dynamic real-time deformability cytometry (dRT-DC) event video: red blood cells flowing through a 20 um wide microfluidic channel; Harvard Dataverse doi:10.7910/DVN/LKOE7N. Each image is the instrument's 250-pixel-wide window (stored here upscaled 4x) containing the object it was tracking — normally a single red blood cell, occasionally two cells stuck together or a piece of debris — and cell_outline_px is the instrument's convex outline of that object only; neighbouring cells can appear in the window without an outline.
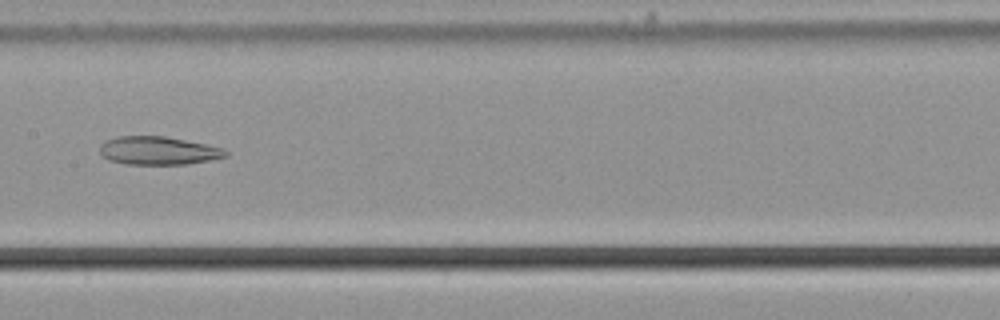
{"species": "common noctule bat (a hibernating species)", "species_latin": "Nyctalus noctula", "temperature_condition": "cold", "stored_images_in_passage": 43, "camera_frame_rate_fps": 3000, "um_per_image_px": 0.085, "animal": {"sex": "male", "body_mass_g": 21.5, "forearm_length_mm": 52.0}, "frame": {"image": 1, "passage_image": 16, "time_ms": 5.0, "image_size_px": [1000, 320], "cell_outline_px": [[228, 156], [188, 164], [124, 164], [108, 160], [100, 156], [100, 144], [104, 140], [120, 136], [164, 136], [204, 144], [220, 148], [228, 152]], "centroid_in_image_um": [13.37, 12.81], "position_along_channel_um": 194.0, "area_um2": 20.63}}
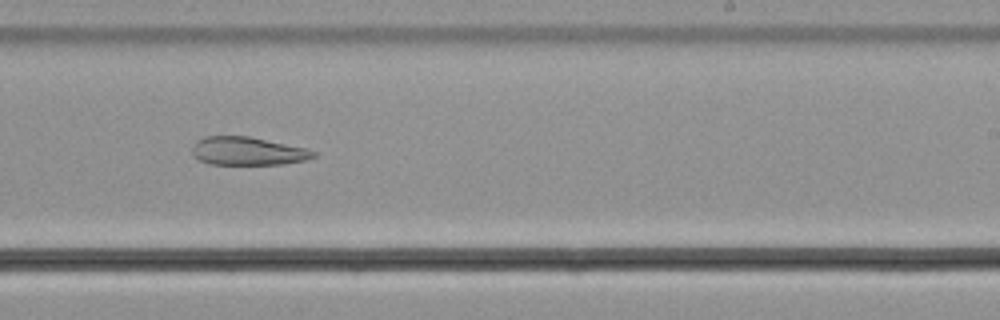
{"frame": {"image": 2, "passage_image": 22, "time_ms": 7.0, "image_size_px": [1000, 320], "cell_outline_px": [[316, 156], [308, 160], [284, 164], [208, 164], [200, 160], [192, 152], [192, 148], [196, 140], [204, 136], [248, 136], [304, 148], [316, 152]], "centroid_in_image_um": [21.04, 12.85], "position_along_channel_um": 268.0, "area_um2": 19.83}}
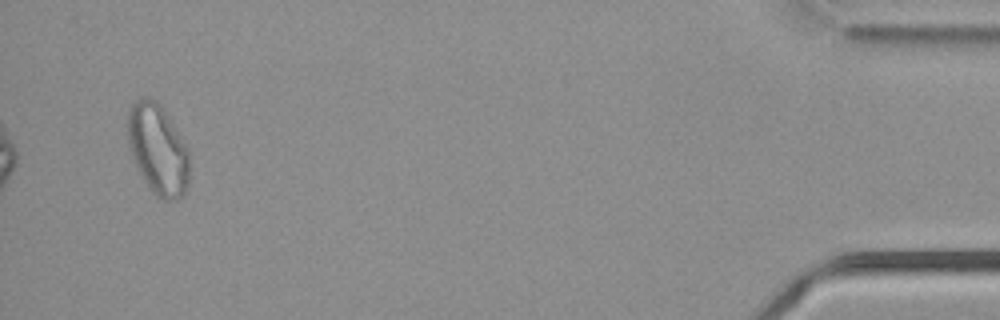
{"frame": {"image": 3, "passage_image": 41, "time_ms": 13.333, "image_size_px": [1000, 320], "cell_outline_px": [[188, 184], [184, 196], [176, 200], [164, 200], [152, 192], [144, 180], [128, 148], [128, 108], [140, 96], [148, 96], [156, 100], [160, 104], [188, 148]], "centroid_in_image_um": [13.41, 12.68], "position_along_channel_um": 421.8, "area_um2": 32.48}}